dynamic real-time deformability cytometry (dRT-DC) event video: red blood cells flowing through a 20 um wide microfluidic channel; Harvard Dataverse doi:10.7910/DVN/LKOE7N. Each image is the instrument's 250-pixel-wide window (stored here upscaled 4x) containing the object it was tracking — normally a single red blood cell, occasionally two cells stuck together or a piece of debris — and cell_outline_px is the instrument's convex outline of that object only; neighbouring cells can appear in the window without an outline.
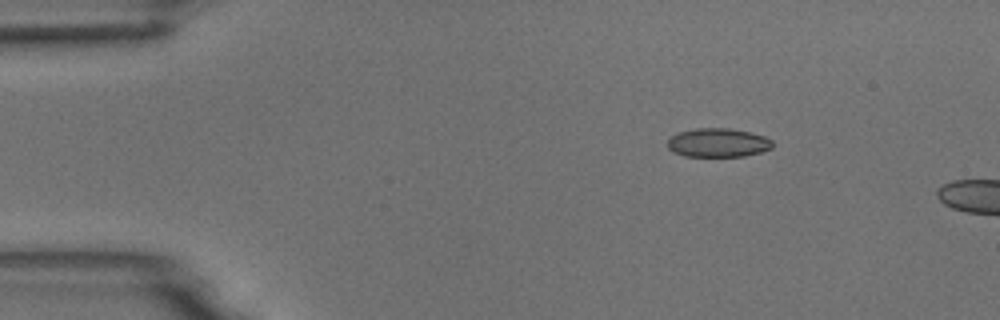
{"species": "common noctule bat (a hibernating species)", "species_latin": "Nyctalus noctula", "temperature_condition": "room temperature", "stored_images_in_passage": 5, "camera_frame_rate_fps": 3000, "um_per_image_px": 0.085, "animal": {"sex": "male", "body_mass_g": 18.8}, "frame": {"image": 1, "passage_image": 5, "time_ms": 1.333, "image_size_px": [1000, 320], "cell_outline_px": [[772, 148], [760, 152], [744, 156], [684, 156], [672, 152], [668, 148], [668, 140], [672, 136], [680, 132], [696, 128], [732, 128], [752, 132], [764, 136], [772, 140]], "centroid_in_image_um": [61.04, 12.12], "position_along_channel_um": 24.0, "area_um2": 17.69}}